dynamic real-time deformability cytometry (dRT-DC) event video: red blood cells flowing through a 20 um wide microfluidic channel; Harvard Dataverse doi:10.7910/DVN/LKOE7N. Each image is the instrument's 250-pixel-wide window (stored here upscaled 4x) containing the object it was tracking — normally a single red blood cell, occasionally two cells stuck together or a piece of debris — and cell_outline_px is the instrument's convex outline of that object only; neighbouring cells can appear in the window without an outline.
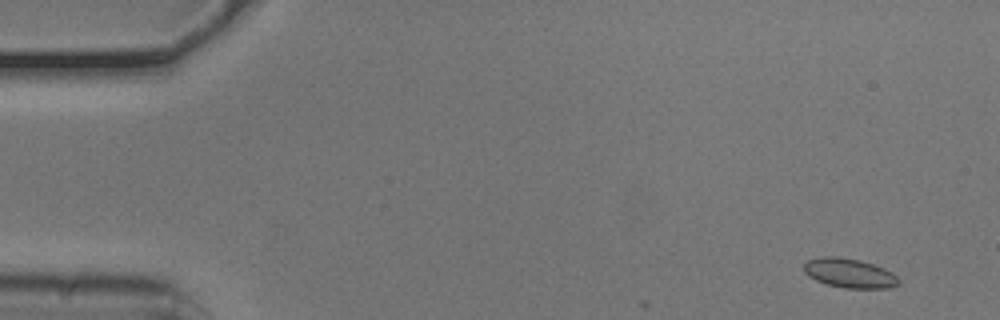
{"species": "common noctule bat (a hibernating species)", "species_latin": "Nyctalus noctula", "temperature_condition": "cold", "stored_images_in_passage": 6, "camera_frame_rate_fps": 3000, "um_per_image_px": 0.085, "animal": {"sex": "male", "body_mass_g": 20.5, "forearm_length_mm": 52.5}, "frame": {"image": 1, "passage_image": 3, "time_ms": 0.667, "image_size_px": [1000, 320], "cell_outline_px": [[900, 284], [888, 288], [844, 288], [828, 284], [816, 280], [808, 276], [804, 272], [804, 264], [808, 260], [824, 256], [836, 256], [860, 260], [884, 268], [892, 272], [900, 280]], "centroid_in_image_um": [72.21, 23.22], "position_along_channel_um": 12.8, "area_um2": 16.18}}